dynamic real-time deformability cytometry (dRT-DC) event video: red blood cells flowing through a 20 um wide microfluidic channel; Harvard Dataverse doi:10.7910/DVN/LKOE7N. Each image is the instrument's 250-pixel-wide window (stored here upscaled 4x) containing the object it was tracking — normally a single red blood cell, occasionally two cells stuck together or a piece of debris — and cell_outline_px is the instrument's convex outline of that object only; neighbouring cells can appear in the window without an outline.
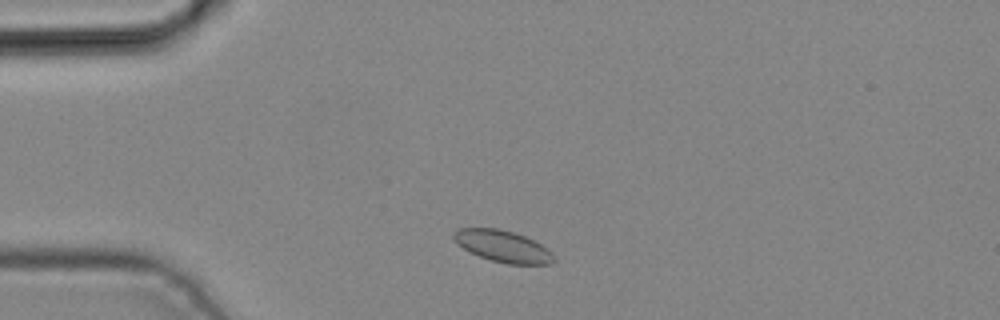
{"species": "common noctule bat (a hibernating species)", "species_latin": "Nyctalus noctula", "temperature_condition": "cold", "stored_images_in_passage": 4, "camera_frame_rate_fps": 3000, "um_per_image_px": 0.085, "animal": {"sex": "male", "body_mass_g": 19.2, "forearm_length_mm": 51.8}, "frame": {"image": 1, "passage_image": 2, "time_ms": 0.333, "image_size_px": [1000, 320], "cell_outline_px": [[556, 260], [552, 264], [508, 264], [492, 260], [468, 252], [456, 244], [452, 236], [452, 232], [460, 228], [500, 228], [524, 236], [548, 248], [552, 252]], "centroid_in_image_um": [42.72, 20.93], "position_along_channel_um": 42.3, "area_um2": 18.61}}
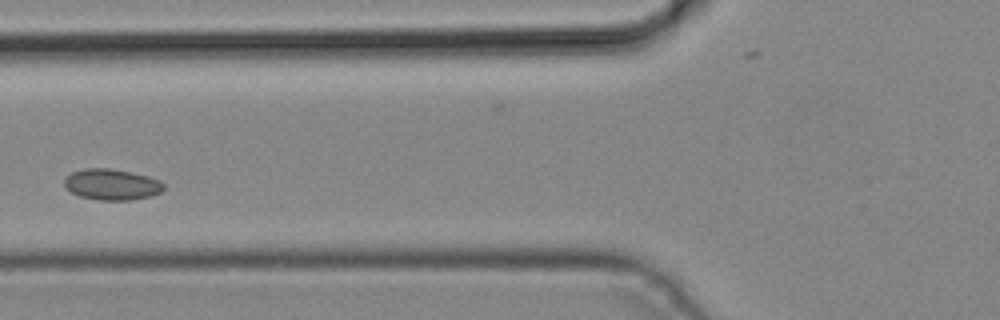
{"frame": {"image": 2, "passage_image": 4, "time_ms": 1.0, "image_size_px": [1000, 320], "cell_outline_px": [[164, 188], [160, 192], [152, 196], [132, 200], [100, 200], [80, 196], [64, 188], [64, 180], [72, 172], [84, 168], [108, 168], [148, 176], [160, 180], [164, 184]], "centroid_in_image_um": [9.5, 15.69], "position_along_channel_um": 116.3, "area_um2": 17.92}}